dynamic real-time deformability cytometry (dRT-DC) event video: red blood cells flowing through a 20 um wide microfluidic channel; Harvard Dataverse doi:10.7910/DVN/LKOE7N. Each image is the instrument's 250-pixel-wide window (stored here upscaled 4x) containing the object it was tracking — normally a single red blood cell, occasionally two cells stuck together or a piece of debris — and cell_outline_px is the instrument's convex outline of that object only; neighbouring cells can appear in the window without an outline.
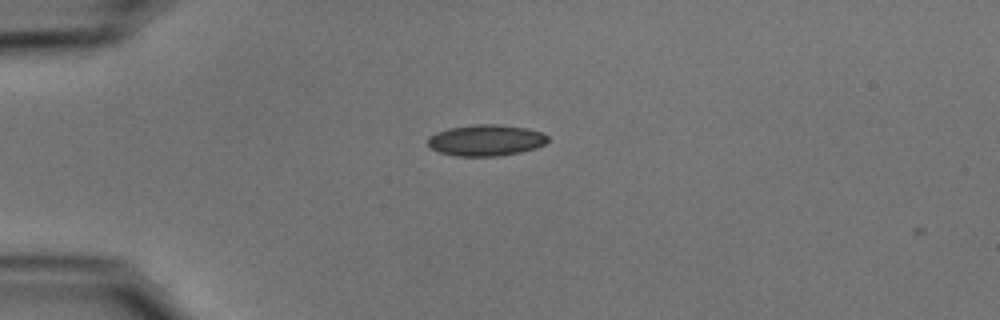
{"species": "common noctule bat (a hibernating species)", "species_latin": "Nyctalus noctula", "temperature_condition": "cold", "stored_images_in_passage": 2, "camera_frame_rate_fps": 3000, "um_per_image_px": 0.085, "animal": {"sex": "male", "body_mass_g": 15.6}, "frame": {"image": 1, "passage_image": 1, "time_ms": 0.0, "image_size_px": [1000, 320], "cell_outline_px": [[548, 140], [544, 144], [536, 148], [520, 152], [496, 156], [456, 156], [440, 152], [432, 148], [428, 144], [428, 136], [436, 132], [448, 128], [472, 124], [496, 124], [524, 128], [540, 132], [548, 136]], "centroid_in_image_um": [41.28, 11.92], "position_along_channel_um": 43.7, "area_um2": 21.73}}